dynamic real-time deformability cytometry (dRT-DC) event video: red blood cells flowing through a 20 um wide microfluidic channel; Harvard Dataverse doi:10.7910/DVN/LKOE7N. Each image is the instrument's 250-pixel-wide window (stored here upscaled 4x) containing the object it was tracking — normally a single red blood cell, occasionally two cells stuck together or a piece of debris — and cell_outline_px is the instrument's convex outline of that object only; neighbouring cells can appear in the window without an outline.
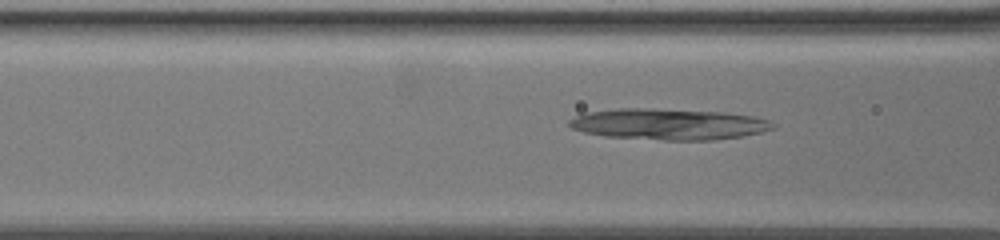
{"species": "common noctule bat (a hibernating species)", "species_latin": "Nyctalus noctula", "temperature_condition": "warm", "stored_images_in_passage": 24, "camera_frame_rate_fps": 3000, "um_per_image_px": 0.085, "animal": {"sex": "female", "body_mass_g": 19.5, "forearm_length_mm": 54.1}, "frame": {"image": 1, "passage_image": 21, "time_ms": 6.667, "image_size_px": [1000, 240], "cell_outline_px": [[776, 128], [744, 136], [716, 140], [664, 140], [604, 136], [584, 132], [572, 128], [568, 124], [568, 120], [584, 112], [620, 108], [652, 108], [724, 112], [752, 116], [768, 120], [776, 124]], "centroid_in_image_um": [56.83, 10.55], "position_along_channel_um": 109.8, "area_um2": 37.17}}